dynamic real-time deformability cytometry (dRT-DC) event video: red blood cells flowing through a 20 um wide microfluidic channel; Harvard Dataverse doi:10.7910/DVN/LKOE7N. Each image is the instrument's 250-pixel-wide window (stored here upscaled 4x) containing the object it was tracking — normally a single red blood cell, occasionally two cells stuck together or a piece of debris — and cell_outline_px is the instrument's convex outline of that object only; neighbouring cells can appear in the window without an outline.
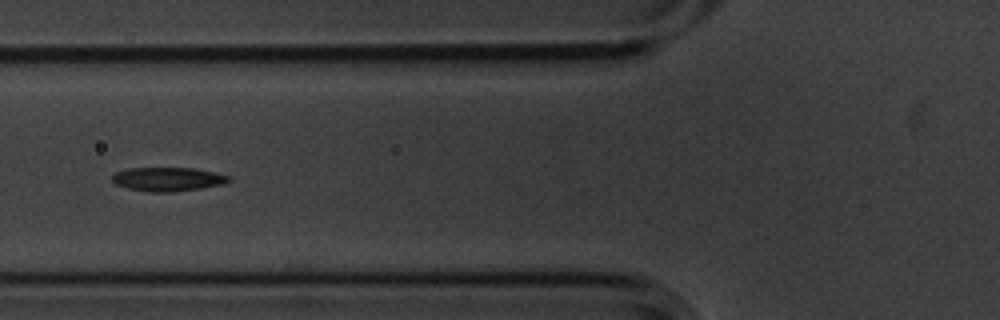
{"species": "common noctule bat (a hibernating species)", "species_latin": "Nyctalus noctula", "temperature_condition": "cold", "stored_images_in_passage": 8, "camera_frame_rate_fps": 3000, "um_per_image_px": 0.085, "animal": {"sex": "male", "body_mass_g": 20.1, "forearm_length_mm": 53.5}, "frame": {"image": 1, "passage_image": 5, "time_ms": 1.333, "image_size_px": [1000, 320], "cell_outline_px": [[232, 180], [224, 184], [200, 188], [172, 192], [148, 192], [128, 188], [116, 184], [112, 180], [112, 176], [116, 172], [128, 168], [192, 168], [232, 176]], "centroid_in_image_um": [14.28, 15.23], "position_along_channel_um": 111.5, "area_um2": 16.18}}
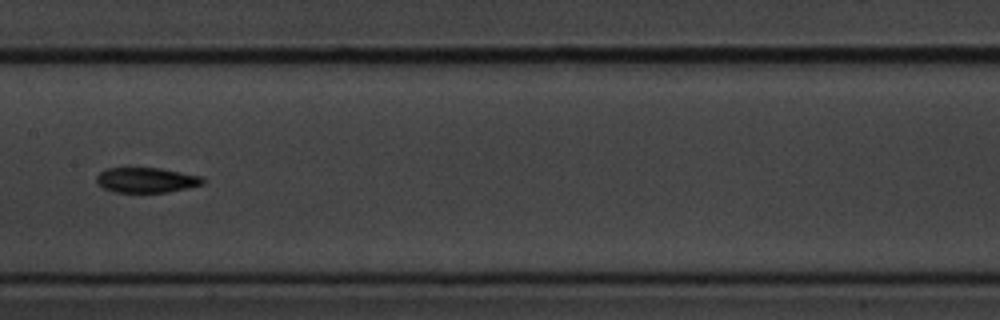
{"frame": {"image": 2, "passage_image": 7, "time_ms": 2.0, "image_size_px": [1000, 320], "cell_outline_px": [[204, 184], [188, 188], [168, 192], [112, 192], [104, 188], [96, 180], [96, 176], [104, 168], [160, 168], [200, 176], [204, 180]], "centroid_in_image_um": [12.43, 15.31], "position_along_channel_um": 195.0, "area_um2": 15.49}}
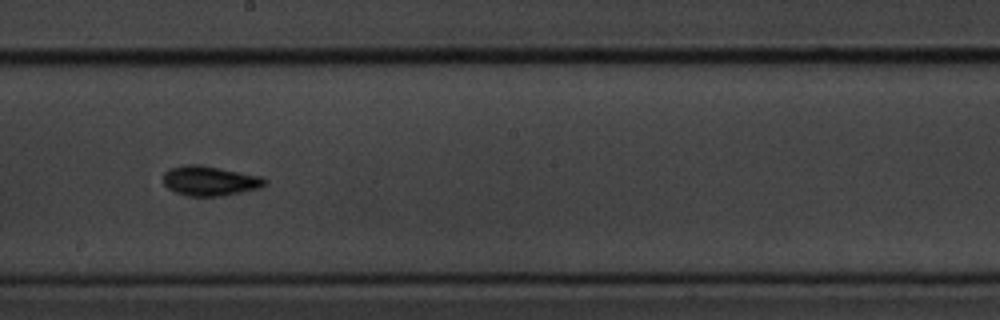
{"frame": {"image": 3, "passage_image": 8, "time_ms": 2.333, "image_size_px": [1000, 320], "cell_outline_px": [[268, 180], [260, 188], [220, 196], [192, 196], [176, 192], [168, 188], [164, 184], [164, 172], [168, 168], [192, 164], [216, 168], [260, 176]], "centroid_in_image_um": [17.81, 15.38], "position_along_channel_um": 230.4, "area_um2": 17.11}}